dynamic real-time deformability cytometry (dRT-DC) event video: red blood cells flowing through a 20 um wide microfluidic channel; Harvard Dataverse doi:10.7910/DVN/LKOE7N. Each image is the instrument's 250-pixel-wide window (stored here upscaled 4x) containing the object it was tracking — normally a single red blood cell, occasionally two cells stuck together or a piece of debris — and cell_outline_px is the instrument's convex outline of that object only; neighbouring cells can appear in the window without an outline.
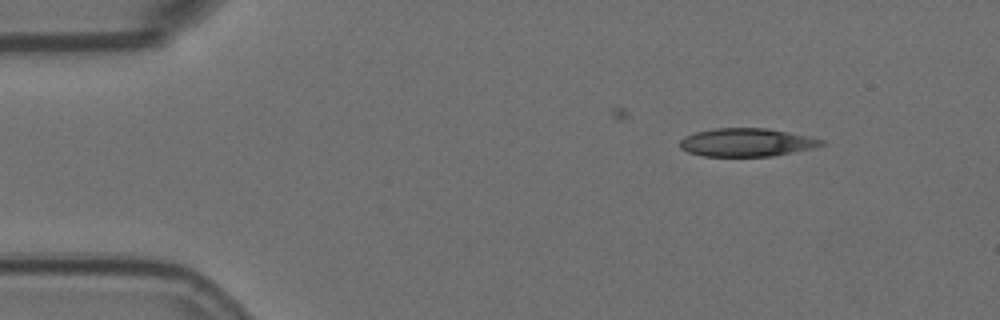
{"species": "Egyptian fruit bat (a non-hibernating species)", "species_latin": "Rousettus aegyptiacus", "temperature_condition": "room temperature", "stored_images_in_passage": 5, "camera_frame_rate_fps": 3000, "um_per_image_px": 0.085, "animal": {"sex": "female"}, "frame": {"image": 1, "passage_image": 1, "time_ms": 0.0, "image_size_px": [1000, 320], "cell_outline_px": [[824, 144], [816, 148], [772, 156], [704, 156], [688, 152], [680, 148], [680, 140], [684, 136], [696, 132], [712, 128], [768, 128], [808, 136], [824, 140]], "centroid_in_image_um": [63.47, 12.1], "position_along_channel_um": 21.5, "area_um2": 23.35}}
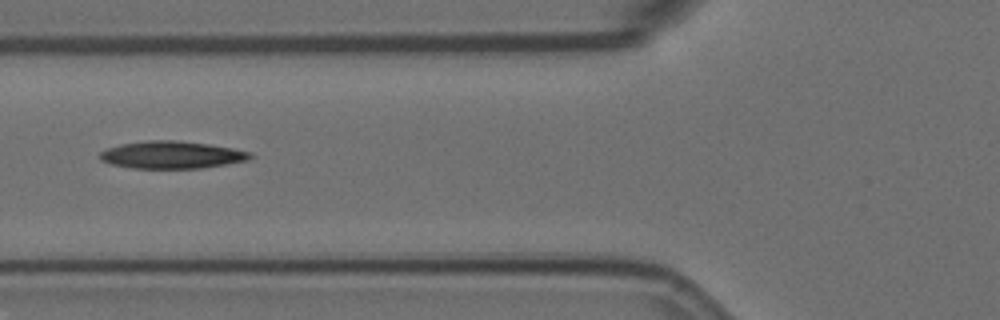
{"frame": {"image": 2, "passage_image": 5, "time_ms": 1.333, "image_size_px": [1000, 320], "cell_outline_px": [[252, 156], [248, 160], [228, 164], [200, 168], [132, 168], [112, 164], [100, 160], [100, 152], [108, 148], [120, 144], [148, 140], [176, 140], [208, 144], [232, 148], [252, 152]], "centroid_in_image_um": [14.6, 13.16], "position_along_channel_um": 111.2, "area_um2": 23.93}}